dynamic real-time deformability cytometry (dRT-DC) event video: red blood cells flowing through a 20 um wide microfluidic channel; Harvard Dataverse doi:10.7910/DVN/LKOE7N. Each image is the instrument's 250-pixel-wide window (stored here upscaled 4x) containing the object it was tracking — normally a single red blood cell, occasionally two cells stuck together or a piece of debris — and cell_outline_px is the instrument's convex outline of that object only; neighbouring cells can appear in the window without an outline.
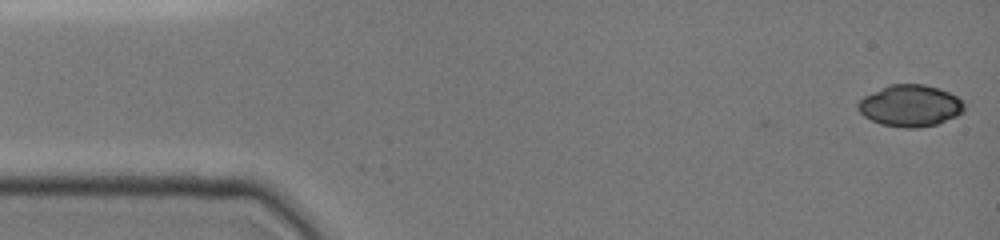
{"species": "common noctule bat (a hibernating species)", "species_latin": "Nyctalus noctula", "temperature_condition": "cold", "stored_images_in_passage": 4, "camera_frame_rate_fps": 3000, "um_per_image_px": 0.085, "animal": {"sex": "female", "body_mass_g": 19.0, "forearm_length_mm": 51.5}, "frame": {"image": 1, "passage_image": 1, "time_ms": 0.0, "image_size_px": [1000, 240], "cell_outline_px": [[964, 112], [956, 116], [936, 124], [916, 128], [904, 128], [880, 124], [864, 116], [856, 108], [856, 104], [864, 96], [888, 84], [924, 84], [940, 88], [956, 96], [964, 104]], "centroid_in_image_um": [77.34, 8.98], "position_along_channel_um": 7.7, "area_um2": 25.84}}